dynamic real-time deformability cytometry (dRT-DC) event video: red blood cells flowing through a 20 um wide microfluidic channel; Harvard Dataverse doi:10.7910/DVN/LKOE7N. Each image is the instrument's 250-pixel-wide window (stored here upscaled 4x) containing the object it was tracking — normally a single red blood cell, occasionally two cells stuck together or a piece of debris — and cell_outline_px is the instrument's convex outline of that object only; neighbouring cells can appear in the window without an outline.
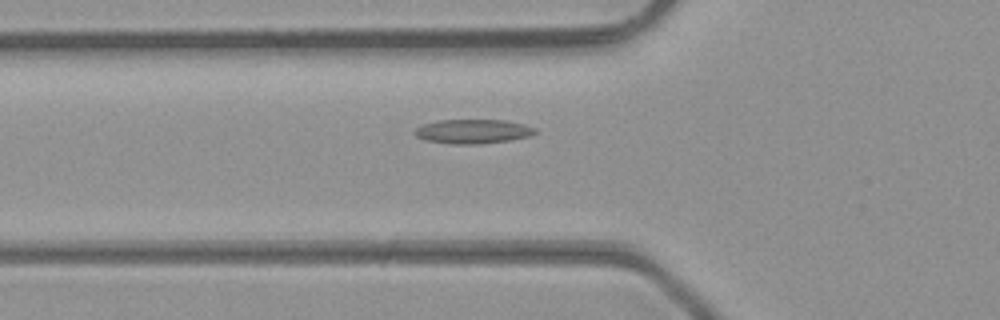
{"species": "common noctule bat (a hibernating species)", "species_latin": "Nyctalus noctula", "temperature_condition": "room temperature", "stored_images_in_passage": 29, "camera_frame_rate_fps": 3000, "um_per_image_px": 0.085, "animal": {"sex": "male", "body_mass_g": 23.1, "forearm_length_mm": 52.7}, "frame": {"image": 1, "passage_image": 3, "time_ms": 0.667, "image_size_px": [1000, 320], "cell_outline_px": [[536, 132], [528, 136], [508, 140], [480, 144], [448, 144], [424, 140], [416, 136], [412, 132], [416, 128], [424, 124], [436, 120], [504, 120], [524, 124], [536, 128]], "centroid_in_image_um": [40.14, 11.17], "position_along_channel_um": 85.7, "area_um2": 17.05}}
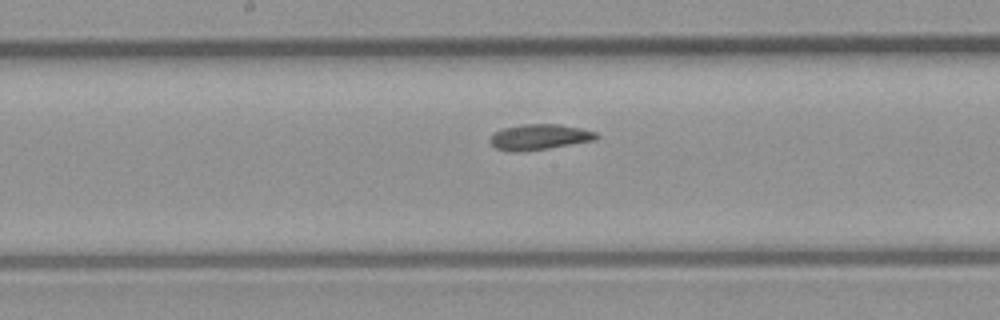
{"frame": {"image": 2, "passage_image": 11, "time_ms": 3.333, "image_size_px": [1000, 320], "cell_outline_px": [[600, 136], [596, 140], [524, 152], [508, 152], [496, 148], [488, 140], [488, 136], [492, 132], [500, 128], [524, 124], [560, 124], [580, 128], [596, 132]], "centroid_in_image_um": [45.78, 11.65], "position_along_channel_um": 202.4, "area_um2": 16.24}}
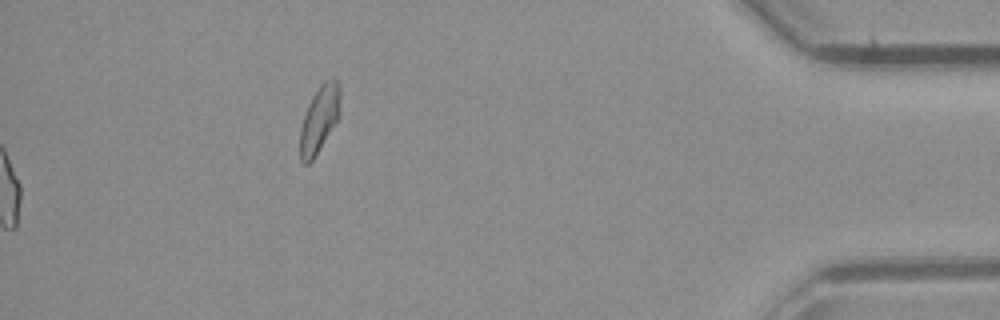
{"frame": {"image": 3, "passage_image": 29, "time_ms": 9.333, "image_size_px": [1000, 320], "cell_outline_px": [[340, 112], [336, 120], [312, 160], [308, 164], [304, 164], [300, 160], [300, 128], [308, 104], [312, 96], [320, 84], [324, 80], [332, 76], [336, 76], [340, 84]], "centroid_in_image_um": [27.15, 10.03], "position_along_channel_um": 408.0, "area_um2": 15.55}, "authors_computed_cell_mechanics": {"area_um2": 15.8372, "velocity_mm_per_s": 4.3392, "shape_relaxation_time_tau1_ms": null, "shape_relaxation_time_tau2_ms": 7.6675, "deformation_change_tau1": null, "deformation_change_tau2": 0.1783}}